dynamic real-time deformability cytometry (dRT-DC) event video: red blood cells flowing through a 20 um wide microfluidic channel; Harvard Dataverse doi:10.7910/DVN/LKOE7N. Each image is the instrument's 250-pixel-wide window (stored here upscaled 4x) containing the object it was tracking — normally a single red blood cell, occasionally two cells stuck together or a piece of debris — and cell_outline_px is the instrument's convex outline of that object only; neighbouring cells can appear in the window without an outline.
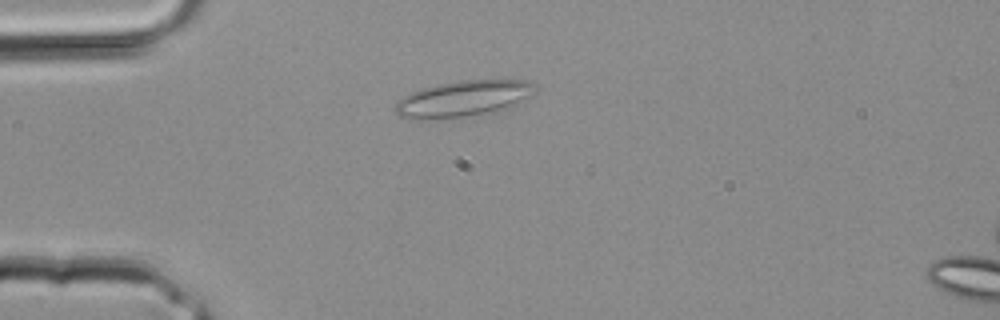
{"species": "common noctule bat (a hibernating species)", "species_latin": "Nyctalus noctula", "temperature_condition": "room temperature", "stored_images_in_passage": 1, "camera_frame_rate_fps": 3000, "um_per_image_px": 0.085, "animal": {"sex": "male", "body_mass_g": 20.4}, "frame": {"image": 1, "passage_image": 1, "time_ms": 0.0, "image_size_px": [1000, 320], "cell_outline_px": [[540, 88], [532, 96], [512, 108], [496, 112], [464, 116], [428, 120], [416, 120], [396, 116], [396, 104], [404, 96], [420, 88], [440, 84], [464, 80], [528, 80], [536, 84]], "centroid_in_image_um": [39.47, 8.4], "position_along_channel_um": 45.5, "area_um2": 30.0}}